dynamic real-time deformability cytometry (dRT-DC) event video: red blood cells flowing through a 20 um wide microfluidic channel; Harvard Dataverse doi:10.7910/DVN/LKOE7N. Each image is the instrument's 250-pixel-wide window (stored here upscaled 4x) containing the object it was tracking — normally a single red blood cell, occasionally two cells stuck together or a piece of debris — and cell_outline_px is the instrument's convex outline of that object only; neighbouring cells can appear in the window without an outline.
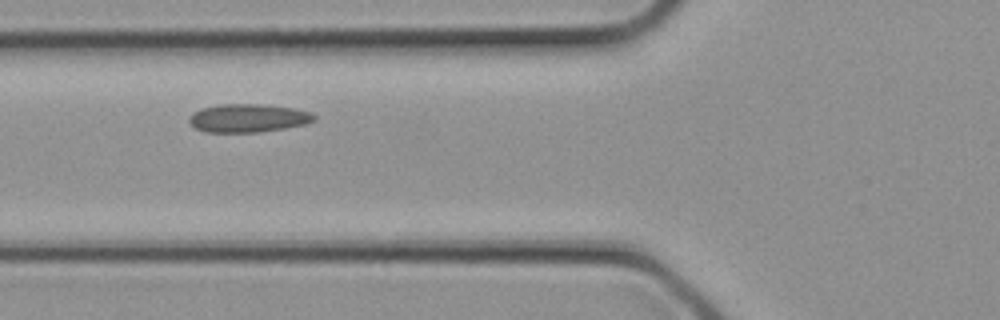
{"species": "common noctule bat (a hibernating species)", "species_latin": "Nyctalus noctula", "temperature_condition": "cold", "stored_images_in_passage": 3, "camera_frame_rate_fps": 3000, "um_per_image_px": 0.085, "animal": {"sex": "female", "body_mass_g": 21.9}, "frame": {"image": 1, "passage_image": 3, "time_ms": 0.667, "image_size_px": [1000, 320], "cell_outline_px": [[316, 120], [304, 124], [284, 128], [256, 132], [204, 132], [196, 128], [188, 120], [188, 116], [192, 112], [204, 108], [220, 104], [260, 104], [292, 108], [308, 112], [316, 116]], "centroid_in_image_um": [21.05, 10.04], "position_along_channel_um": 104.8, "area_um2": 20.4}}